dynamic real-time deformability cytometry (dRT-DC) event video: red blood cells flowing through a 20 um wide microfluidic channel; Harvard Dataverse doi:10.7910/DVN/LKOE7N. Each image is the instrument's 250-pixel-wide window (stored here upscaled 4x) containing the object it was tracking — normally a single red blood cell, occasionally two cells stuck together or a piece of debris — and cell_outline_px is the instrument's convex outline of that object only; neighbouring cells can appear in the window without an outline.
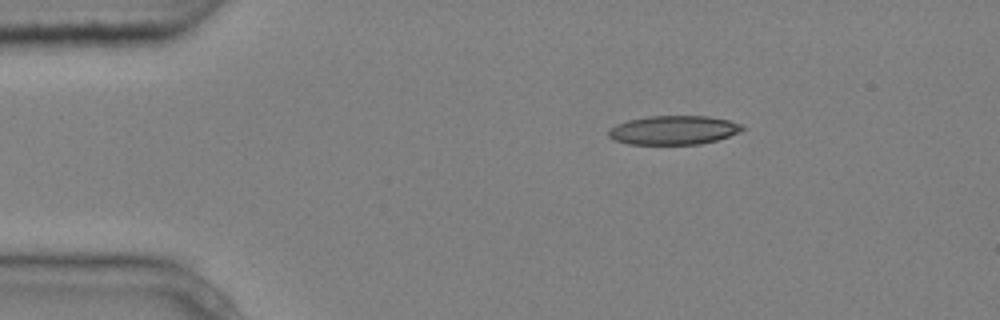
{"species": "common noctule bat (a hibernating species)", "species_latin": "Nyctalus noctula", "temperature_condition": "cold", "stored_images_in_passage": 9, "camera_frame_rate_fps": 3000, "um_per_image_px": 0.085, "animal": {"sex": "male", "body_mass_g": 20.4}, "frame": {"image": 1, "passage_image": 1, "time_ms": 0.0, "image_size_px": [1000, 320], "cell_outline_px": [[748, 128], [740, 132], [716, 140], [700, 144], [628, 144], [616, 140], [608, 136], [608, 132], [616, 124], [628, 120], [648, 116], [708, 116], [728, 120], [744, 124]], "centroid_in_image_um": [57.31, 11.05], "position_along_channel_um": 27.7, "area_um2": 22.6}}
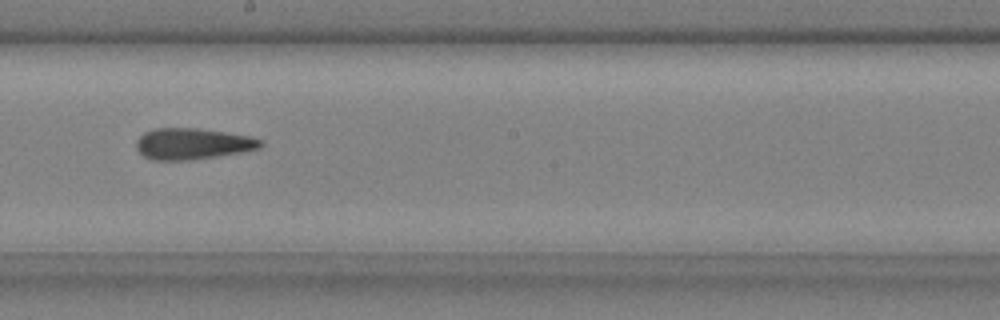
{"frame": {"image": 2, "passage_image": 7, "time_ms": 2.0, "image_size_px": [1000, 320], "cell_outline_px": [[264, 144], [260, 148], [240, 152], [192, 160], [152, 160], [144, 156], [136, 148], [136, 140], [144, 132], [156, 128], [196, 128], [252, 136], [264, 140]], "centroid_in_image_um": [16.38, 12.22], "position_along_channel_um": 231.8, "area_um2": 22.66}}
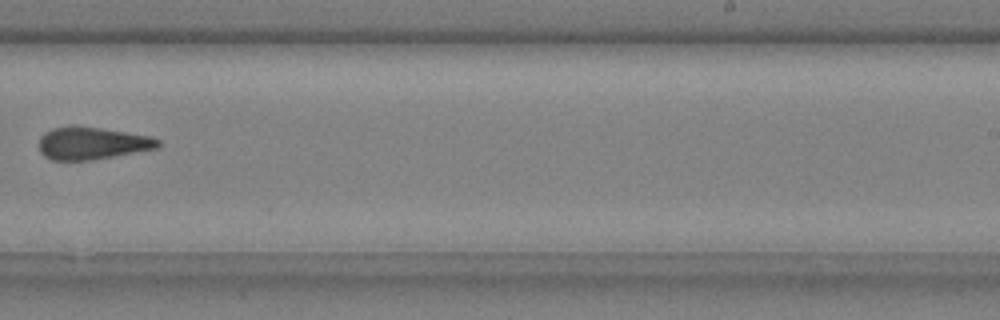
{"frame": {"image": 3, "passage_image": 8, "time_ms": 2.333, "image_size_px": [1000, 320], "cell_outline_px": [[160, 148], [92, 160], [52, 160], [44, 156], [40, 152], [40, 136], [44, 132], [52, 128], [72, 124], [100, 128], [152, 136], [160, 140]], "centroid_in_image_um": [7.83, 12.16], "position_along_channel_um": 281.2, "area_um2": 22.83}}